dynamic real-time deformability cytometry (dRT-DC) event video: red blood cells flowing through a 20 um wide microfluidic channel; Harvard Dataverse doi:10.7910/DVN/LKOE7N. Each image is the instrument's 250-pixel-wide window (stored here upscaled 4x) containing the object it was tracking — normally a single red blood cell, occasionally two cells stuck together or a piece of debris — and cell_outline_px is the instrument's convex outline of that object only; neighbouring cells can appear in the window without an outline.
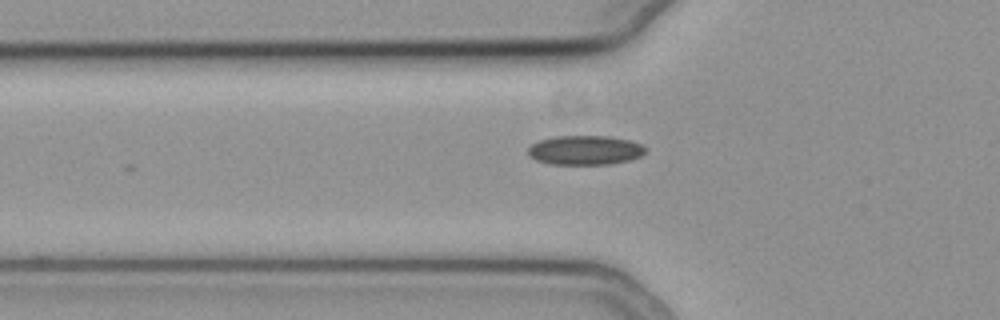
{"species": "common noctule bat (a hibernating species)", "species_latin": "Nyctalus noctula", "temperature_condition": "cold", "stored_images_in_passage": 22, "camera_frame_rate_fps": 3000, "um_per_image_px": 0.085, "animal": {"sex": "female", "body_mass_g": 19.3, "forearm_length_mm": 54.1}, "frame": {"image": 1, "passage_image": 4, "time_ms": 1.0, "image_size_px": [1000, 320], "cell_outline_px": [[644, 152], [640, 156], [628, 160], [612, 164], [548, 164], [536, 160], [528, 152], [528, 148], [532, 144], [540, 140], [556, 136], [608, 136], [628, 140], [640, 144], [644, 148]], "centroid_in_image_um": [49.7, 12.76], "position_along_channel_um": 76.1, "area_um2": 19.83}}
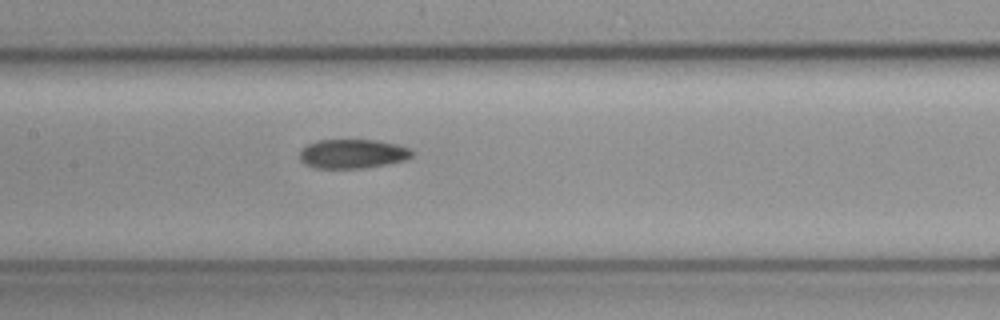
{"frame": {"image": 2, "passage_image": 12, "time_ms": 3.667, "image_size_px": [1000, 320], "cell_outline_px": [[412, 156], [404, 160], [364, 168], [312, 168], [304, 164], [300, 160], [300, 152], [308, 144], [320, 140], [376, 140], [396, 144], [408, 148], [412, 152]], "centroid_in_image_um": [29.93, 13.08], "position_along_channel_um": 177.5, "area_um2": 18.9}}
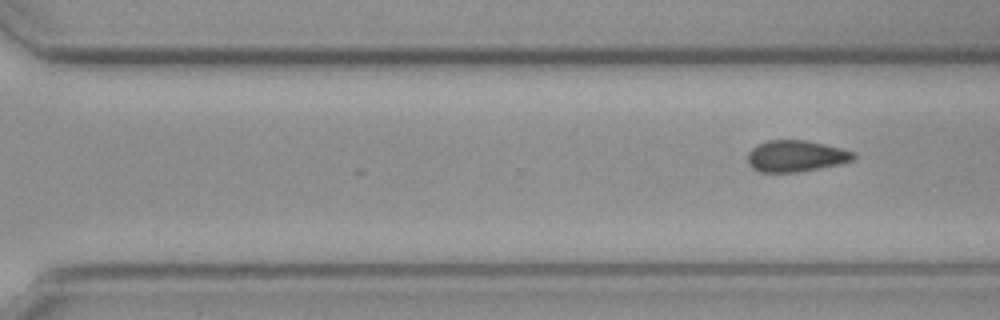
{"frame": {"image": 3, "passage_image": 22, "time_ms": 7.0, "image_size_px": [1000, 320], "cell_outline_px": [[856, 156], [852, 160], [840, 164], [796, 172], [760, 172], [752, 168], [748, 164], [748, 152], [756, 144], [768, 140], [804, 140], [824, 144], [840, 148], [852, 152]], "centroid_in_image_um": [67.6, 13.26], "position_along_channel_um": 303.0, "area_um2": 19.25}}